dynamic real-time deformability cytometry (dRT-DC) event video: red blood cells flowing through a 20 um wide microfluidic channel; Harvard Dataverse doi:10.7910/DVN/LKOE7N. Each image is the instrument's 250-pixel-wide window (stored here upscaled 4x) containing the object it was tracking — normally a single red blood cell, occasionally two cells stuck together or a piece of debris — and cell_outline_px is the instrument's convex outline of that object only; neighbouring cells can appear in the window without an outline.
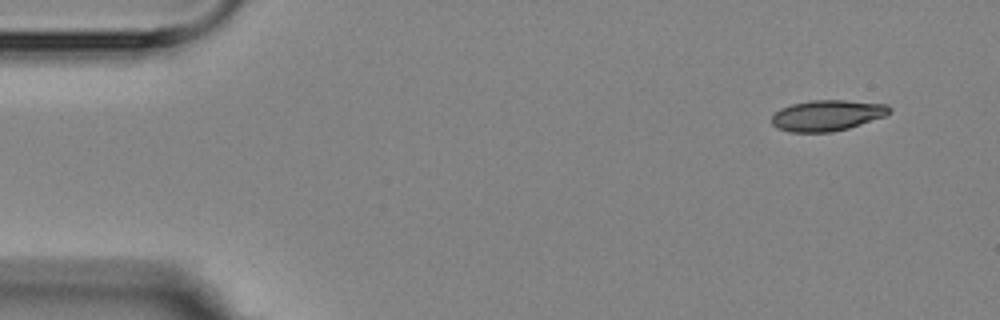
{"species": "Egyptian fruit bat (a non-hibernating species)", "species_latin": "Rousettus aegyptiacus", "temperature_condition": "room temperature", "stored_images_in_passage": 4, "camera_frame_rate_fps": 3000, "um_per_image_px": 0.085, "animal": {"sex": "female"}, "frame": {"image": 1, "passage_image": 4, "time_ms": 3.667, "image_size_px": [1000, 320], "cell_outline_px": [[892, 112], [884, 116], [848, 128], [832, 132], [792, 132], [776, 128], [772, 124], [772, 116], [780, 108], [792, 104], [812, 100], [844, 100], [888, 104], [892, 108]], "centroid_in_image_um": [70.32, 9.8], "position_along_channel_um": 14.7, "area_um2": 21.15}}